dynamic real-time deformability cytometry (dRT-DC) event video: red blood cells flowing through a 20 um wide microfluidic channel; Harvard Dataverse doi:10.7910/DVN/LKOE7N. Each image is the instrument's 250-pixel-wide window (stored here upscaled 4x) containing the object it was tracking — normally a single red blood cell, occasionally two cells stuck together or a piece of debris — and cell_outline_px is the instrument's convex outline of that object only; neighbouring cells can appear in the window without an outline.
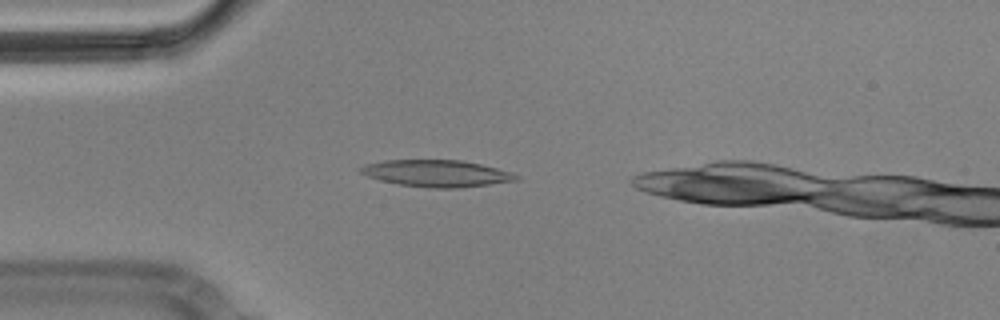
{"species": "Egyptian fruit bat (a non-hibernating species)", "species_latin": "Rousettus aegyptiacus", "temperature_condition": "cold", "stored_images_in_passage": 3, "camera_frame_rate_fps": 3000, "um_per_image_px": 0.085, "animal": {"sex": "male"}, "frame": {"image": 1, "passage_image": 2, "time_ms": 0.333, "image_size_px": [1000, 320], "cell_outline_px": [[520, 176], [516, 180], [488, 184], [456, 188], [428, 188], [400, 184], [380, 180], [368, 176], [360, 172], [360, 168], [368, 164], [384, 160], [460, 160], [480, 164], [512, 172]], "centroid_in_image_um": [37.12, 14.73], "position_along_channel_um": 47.9, "area_um2": 23.93}}